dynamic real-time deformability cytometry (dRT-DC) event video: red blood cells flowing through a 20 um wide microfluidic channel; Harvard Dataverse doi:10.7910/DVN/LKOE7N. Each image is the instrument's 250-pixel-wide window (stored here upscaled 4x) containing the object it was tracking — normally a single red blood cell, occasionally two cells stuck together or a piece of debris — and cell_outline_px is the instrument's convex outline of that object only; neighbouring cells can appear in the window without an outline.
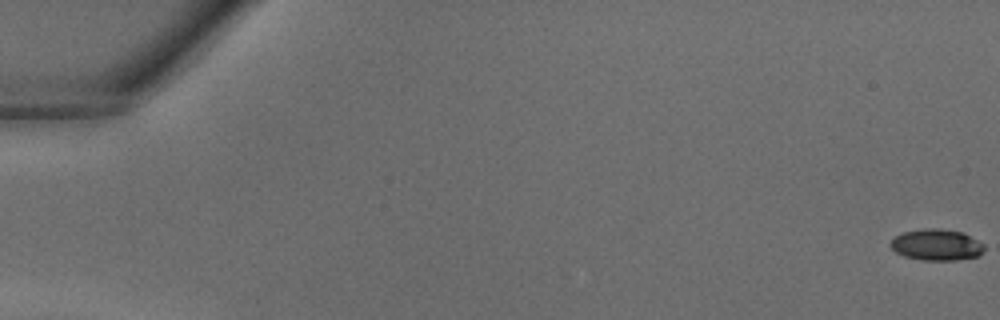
{"species": "common noctule bat (a hibernating species)", "species_latin": "Nyctalus noctula", "temperature_condition": "warm", "stored_images_in_passage": 40, "camera_frame_rate_fps": 3000, "um_per_image_px": 0.085, "animal": {"sex": "male", "body_mass_g": 18.8}, "frame": {"image": 1, "passage_image": 1, "time_ms": 0.0, "image_size_px": [1000, 320], "cell_outline_px": [[984, 248], [980, 256], [956, 260], [920, 260], [904, 256], [896, 252], [888, 244], [892, 236], [904, 232], [924, 228], [940, 228], [964, 232], [984, 244]], "centroid_in_image_um": [79.59, 20.8], "position_along_channel_um": 5.4, "area_um2": 17.4}}
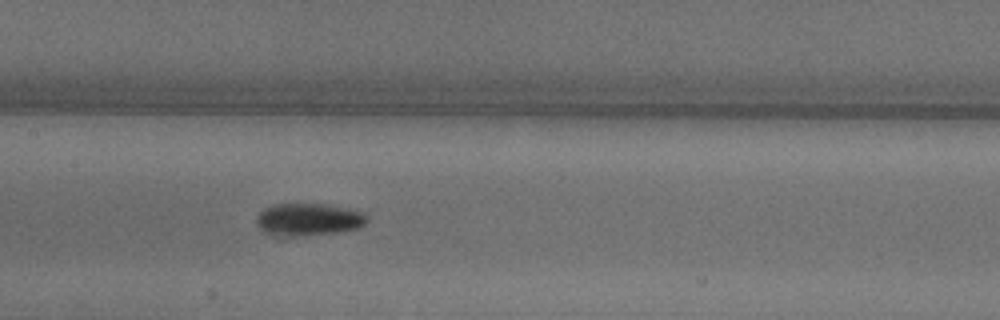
{"frame": {"image": 2, "passage_image": 21, "time_ms": 6.667, "image_size_px": [1000, 320], "cell_outline_px": [[368, 220], [364, 224], [356, 228], [336, 232], [292, 236], [272, 236], [264, 232], [256, 224], [256, 216], [264, 208], [272, 204], [324, 204], [348, 208], [360, 212], [368, 216]], "centroid_in_image_um": [26.16, 18.65], "position_along_channel_um": 181.2, "area_um2": 20.81}}
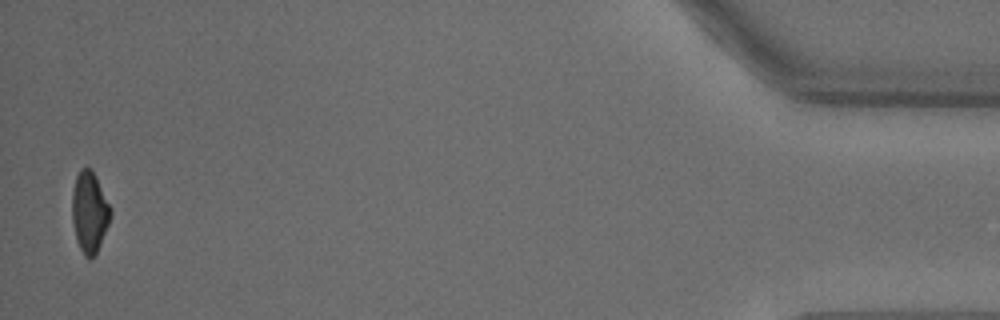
{"frame": {"image": 3, "passage_image": 40, "time_ms": 13.0, "image_size_px": [1000, 320], "cell_outline_px": [[112, 216], [96, 256], [88, 260], [84, 256], [76, 240], [72, 220], [72, 192], [76, 176], [80, 168], [92, 168], [112, 208]], "centroid_in_image_um": [7.62, 18.05], "position_along_channel_um": 427.6, "area_um2": 18.61}}